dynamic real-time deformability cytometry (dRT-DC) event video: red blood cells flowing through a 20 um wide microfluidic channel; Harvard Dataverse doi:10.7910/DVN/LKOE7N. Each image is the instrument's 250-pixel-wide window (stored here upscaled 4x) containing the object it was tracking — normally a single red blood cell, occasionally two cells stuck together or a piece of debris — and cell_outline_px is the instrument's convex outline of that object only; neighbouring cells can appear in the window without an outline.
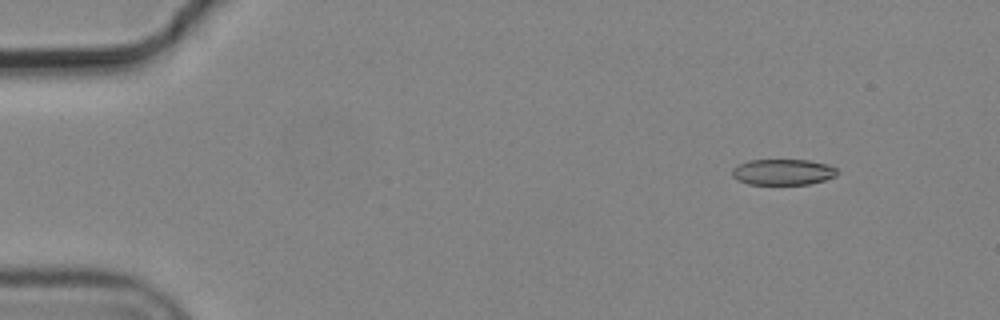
{"species": "common noctule bat (a hibernating species)", "species_latin": "Nyctalus noctula", "temperature_condition": "cold", "stored_images_in_passage": 5, "camera_frame_rate_fps": 3000, "um_per_image_px": 0.085, "animal": {"sex": "male", "body_mass_g": 19.2, "forearm_length_mm": 51.8}, "frame": {"image": 1, "passage_image": 2, "time_ms": 0.333, "image_size_px": [1000, 320], "cell_outline_px": [[840, 172], [836, 176], [824, 180], [808, 184], [748, 184], [736, 180], [732, 176], [732, 168], [736, 164], [748, 160], [808, 160], [828, 164], [836, 168]], "centroid_in_image_um": [66.53, 14.62], "position_along_channel_um": 18.5, "area_um2": 16.07}}
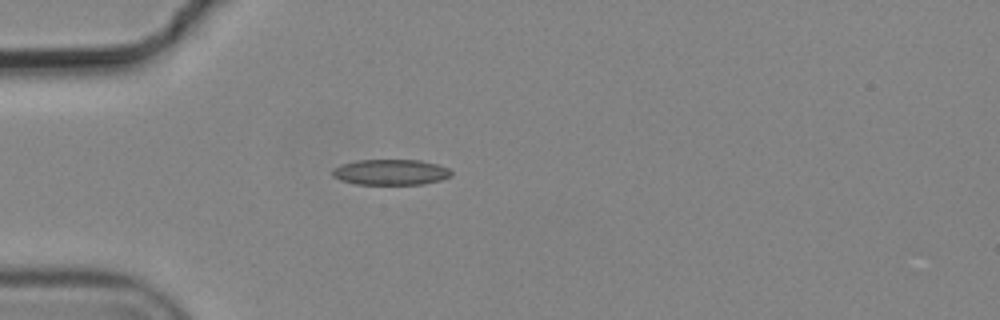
{"frame": {"image": 2, "passage_image": 5, "time_ms": 1.333, "image_size_px": [1000, 320], "cell_outline_px": [[452, 176], [440, 180], [424, 184], [356, 184], [340, 180], [332, 176], [332, 168], [340, 164], [356, 160], [420, 160], [436, 164], [448, 168], [452, 172]], "centroid_in_image_um": [33.18, 14.63], "position_along_channel_um": 51.8, "area_um2": 17.86}}